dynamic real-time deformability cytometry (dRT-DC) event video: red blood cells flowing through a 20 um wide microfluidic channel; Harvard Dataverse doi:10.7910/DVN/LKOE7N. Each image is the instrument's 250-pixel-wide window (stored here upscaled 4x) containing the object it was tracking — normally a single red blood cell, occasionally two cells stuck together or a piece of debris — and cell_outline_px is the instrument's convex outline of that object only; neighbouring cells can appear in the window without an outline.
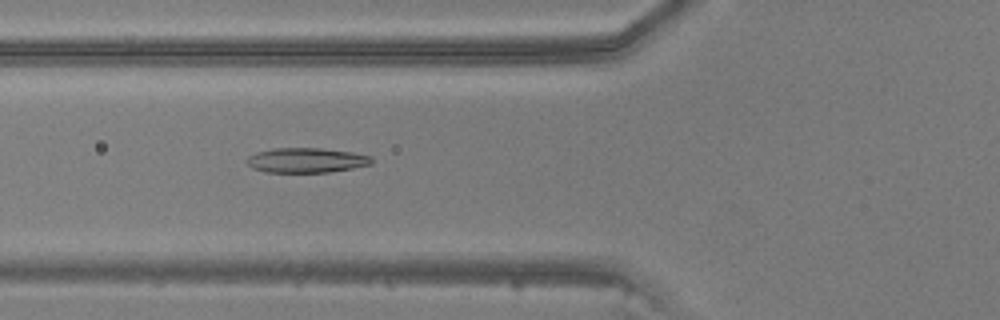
{"species": "common noctule bat (a hibernating species)", "species_latin": "Nyctalus noctula", "temperature_condition": "warm", "stored_images_in_passage": 24, "camera_frame_rate_fps": 3000, "um_per_image_px": 0.085, "animal": {"sex": "male", "body_mass_g": 20.5, "forearm_length_mm": 52.5}, "frame": {"image": 1, "passage_image": 8, "time_ms": 2.333, "image_size_px": [1000, 320], "cell_outline_px": [[372, 164], [352, 168], [328, 172], [264, 172], [252, 168], [248, 164], [248, 156], [256, 152], [272, 148], [320, 148], [352, 152], [372, 156]], "centroid_in_image_um": [26.03, 13.62], "position_along_channel_um": 99.8, "area_um2": 18.03}}
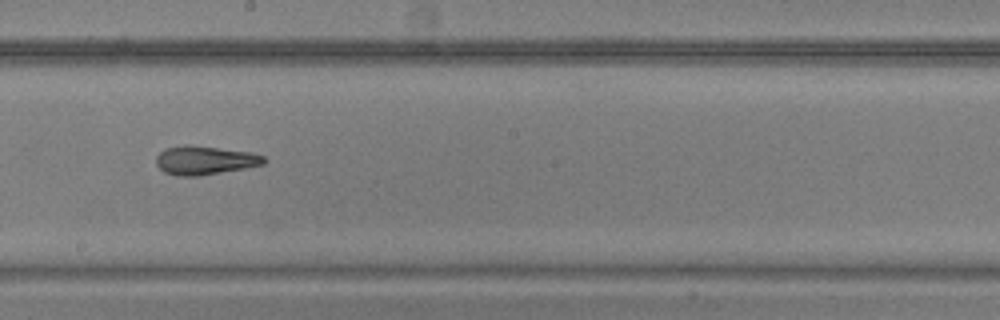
{"frame": {"image": 2, "passage_image": 17, "time_ms": 5.333, "image_size_px": [1000, 320], "cell_outline_px": [[268, 160], [264, 164], [244, 168], [200, 176], [176, 176], [164, 172], [156, 164], [156, 156], [164, 148], [184, 144], [188, 144], [252, 152], [264, 156]], "centroid_in_image_um": [17.4, 13.61], "position_along_channel_um": 230.8, "area_um2": 18.26}}
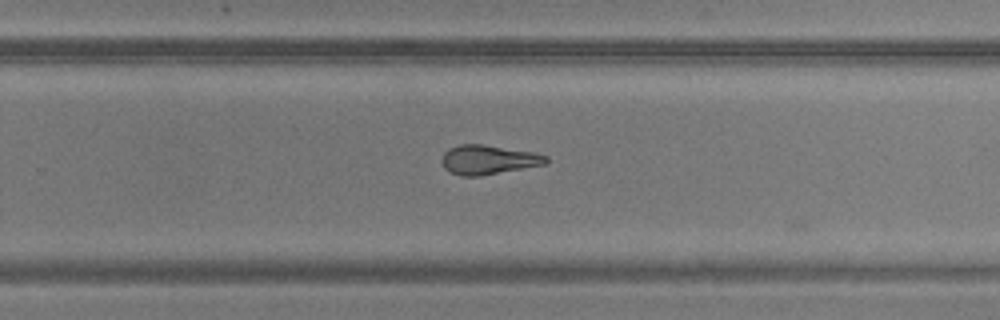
{"frame": {"image": 3, "passage_image": 21, "time_ms": 6.667, "image_size_px": [1000, 320], "cell_outline_px": [[548, 160], [544, 164], [480, 176], [460, 176], [444, 168], [440, 160], [444, 152], [448, 148], [460, 144], [484, 144], [532, 152], [548, 156]], "centroid_in_image_um": [41.45, 13.57], "position_along_channel_um": 288.3, "area_um2": 17.74}}